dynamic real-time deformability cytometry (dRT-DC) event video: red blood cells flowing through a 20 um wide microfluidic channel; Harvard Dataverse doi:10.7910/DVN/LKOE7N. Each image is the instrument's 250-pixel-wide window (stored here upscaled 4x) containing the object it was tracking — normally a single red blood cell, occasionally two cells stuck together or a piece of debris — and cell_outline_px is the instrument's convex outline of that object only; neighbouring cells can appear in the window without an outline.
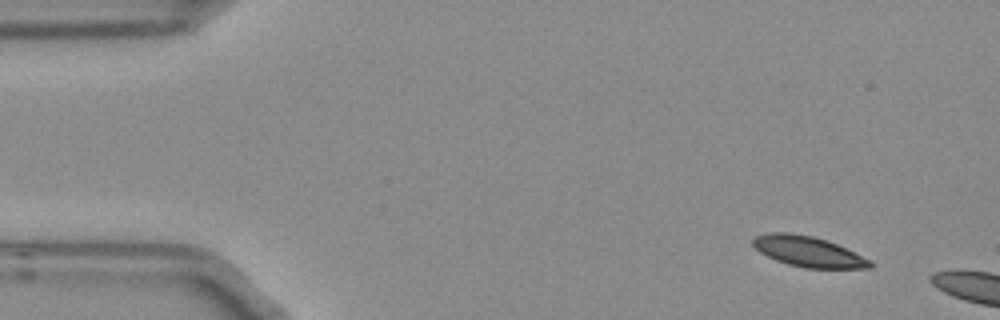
{"species": "Egyptian fruit bat (a non-hibernating species)", "species_latin": "Rousettus aegyptiacus", "temperature_condition": "room temperature", "stored_images_in_passage": 3, "camera_frame_rate_fps": 3000, "um_per_image_px": 0.085, "frame": {"image": 1, "passage_image": 1, "time_ms": 0.0, "image_size_px": [1000, 320], "cell_outline_px": [[872, 268], [804, 268], [788, 264], [776, 260], [760, 252], [752, 244], [752, 240], [756, 236], [768, 232], [788, 232], [812, 236], [828, 240], [868, 260], [872, 264]], "centroid_in_image_um": [68.63, 21.37], "position_along_channel_um": 16.4, "area_um2": 20.46}}